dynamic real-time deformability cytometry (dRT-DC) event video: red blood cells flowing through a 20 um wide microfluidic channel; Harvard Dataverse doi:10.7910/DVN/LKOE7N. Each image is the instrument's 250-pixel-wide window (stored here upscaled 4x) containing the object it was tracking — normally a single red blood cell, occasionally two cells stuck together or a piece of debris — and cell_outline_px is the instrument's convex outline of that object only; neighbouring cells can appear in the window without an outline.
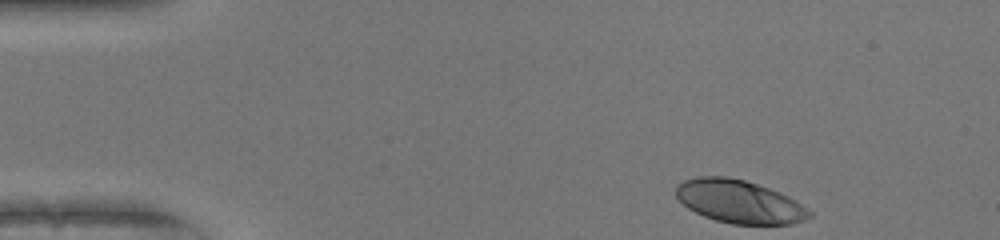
{"species": "human", "species_latin": "Homo sapiens", "temperature_condition": "warm", "stored_images_in_passage": 45, "camera_frame_rate_fps": 3000, "um_per_image_px": 0.085, "donor": {"sex": "female"}, "frame": {"image": 1, "passage_image": 1, "time_ms": 0.0, "image_size_px": [1000, 240], "cell_outline_px": [[812, 216], [804, 220], [792, 224], [732, 224], [716, 220], [704, 216], [688, 208], [676, 196], [676, 184], [684, 180], [700, 176], [728, 176], [744, 180], [780, 192], [796, 200], [812, 212]], "centroid_in_image_um": [62.85, 17.13], "position_along_channel_um": 22.2, "area_um2": 33.41}}
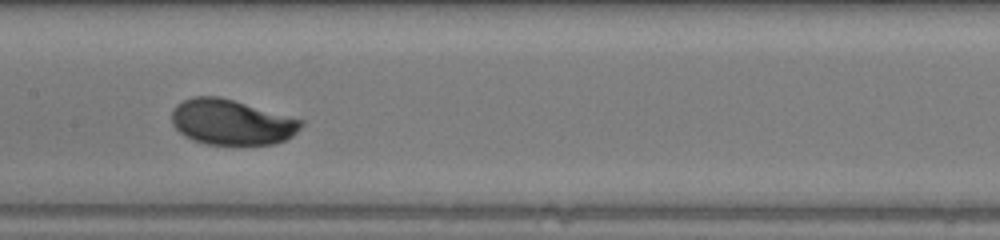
{"frame": {"image": 2, "passage_image": 20, "time_ms": 6.333, "image_size_px": [1000, 240], "cell_outline_px": [[304, 124], [292, 136], [284, 140], [272, 144], [204, 144], [192, 140], [184, 136], [172, 124], [172, 112], [176, 104], [192, 96], [220, 96], [304, 120]], "centroid_in_image_um": [19.66, 10.37], "position_along_channel_um": 187.7, "area_um2": 34.22}}
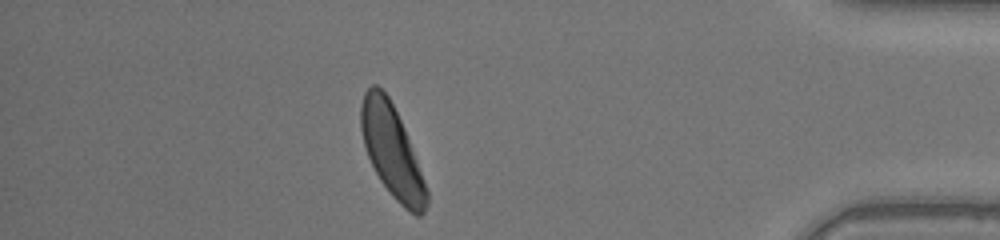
{"frame": {"image": 3, "passage_image": 39, "time_ms": 12.667, "image_size_px": [1000, 240], "cell_outline_px": [[428, 204], [424, 212], [420, 216], [416, 216], [404, 208], [392, 196], [380, 180], [368, 156], [364, 144], [360, 128], [360, 104], [364, 92], [372, 84], [376, 84], [388, 96], [404, 128], [428, 192]], "centroid_in_image_um": [33.29, 12.85], "position_along_channel_um": 401.9, "area_um2": 34.62}, "authors_computed_cell_mechanics": {"area_um2": 34.2176, "velocity_mm_per_s": 4.0671, "shape_relaxation_time_tau1_ms": 1.3136, "shape_relaxation_time_tau2_ms": null, "deformation_change_tau1": 0.1122, "deformation_change_tau2": null}}